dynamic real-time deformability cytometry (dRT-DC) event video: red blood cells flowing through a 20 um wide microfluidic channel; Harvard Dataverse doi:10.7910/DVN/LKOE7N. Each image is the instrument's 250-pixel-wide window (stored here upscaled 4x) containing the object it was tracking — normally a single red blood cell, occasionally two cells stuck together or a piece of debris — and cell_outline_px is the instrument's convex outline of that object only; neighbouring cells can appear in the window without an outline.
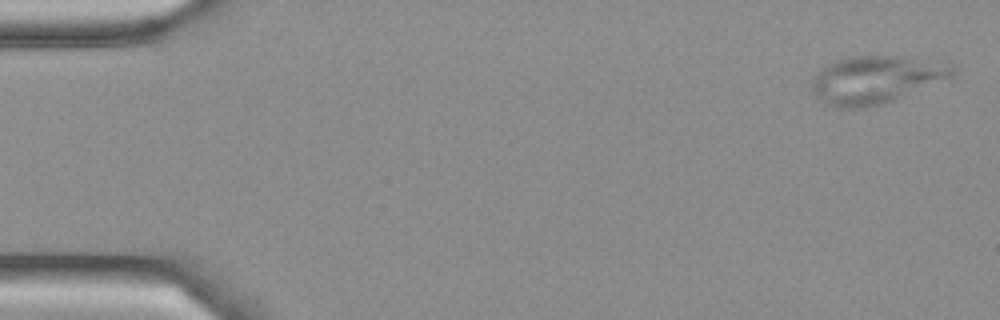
{"species": "Egyptian fruit bat (a non-hibernating species)", "species_latin": "Rousettus aegyptiacus", "temperature_condition": "cold", "stored_images_in_passage": 4, "camera_frame_rate_fps": 3000, "um_per_image_px": 0.085, "frame": {"image": 1, "passage_image": 1, "time_ms": 0.0, "image_size_px": [1000, 320], "cell_outline_px": [[956, 72], [952, 80], [884, 104], [864, 108], [840, 108], [816, 100], [812, 92], [812, 80], [816, 72], [828, 64], [836, 60], [848, 56], [904, 56], [952, 68]], "centroid_in_image_um": [74.41, 6.81], "position_along_channel_um": 10.6, "area_um2": 39.36}}